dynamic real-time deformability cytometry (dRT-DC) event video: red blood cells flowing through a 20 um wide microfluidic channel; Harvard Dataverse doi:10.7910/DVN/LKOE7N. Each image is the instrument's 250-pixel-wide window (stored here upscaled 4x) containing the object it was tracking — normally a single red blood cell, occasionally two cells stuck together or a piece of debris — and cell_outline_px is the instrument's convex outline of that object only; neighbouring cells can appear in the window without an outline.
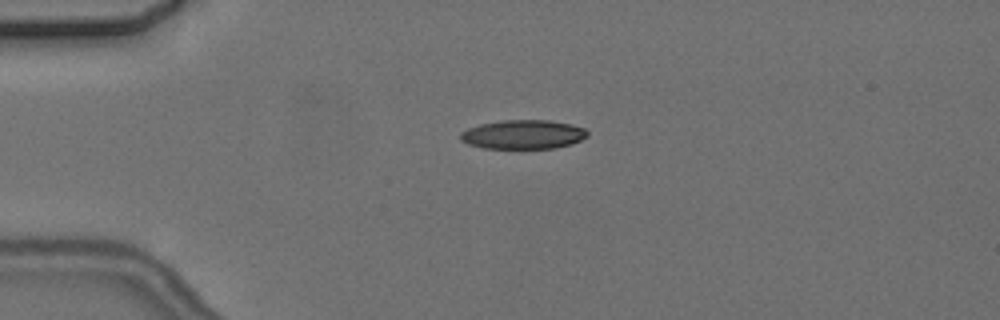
{"species": "common noctule bat (a hibernating species)", "species_latin": "Nyctalus noctula", "temperature_condition": "cold", "stored_images_in_passage": 3, "camera_frame_rate_fps": 3000, "um_per_image_px": 0.085, "animal": {"sex": "female", "body_mass_g": 24.6, "forearm_length_mm": 56.2}, "frame": {"image": 1, "passage_image": 1, "time_ms": 0.0, "image_size_px": [1000, 320], "cell_outline_px": [[588, 136], [572, 144], [556, 148], [484, 148], [468, 144], [460, 140], [460, 132], [468, 128], [480, 124], [504, 120], [548, 120], [572, 124], [584, 128], [588, 132]], "centroid_in_image_um": [44.47, 11.43], "position_along_channel_um": 40.5, "area_um2": 21.56}}
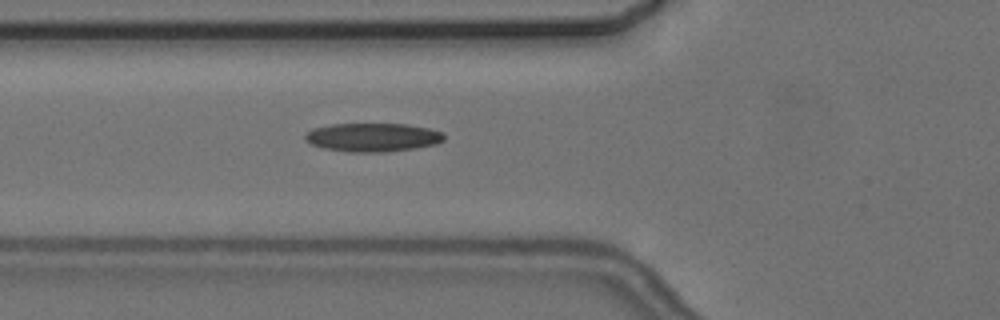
{"frame": {"image": 2, "passage_image": 3, "time_ms": 2.333, "image_size_px": [1000, 320], "cell_outline_px": [[444, 140], [436, 144], [412, 148], [384, 152], [348, 152], [324, 148], [312, 144], [304, 140], [304, 136], [312, 128], [332, 124], [408, 124], [428, 128], [444, 132]], "centroid_in_image_um": [31.67, 11.67], "position_along_channel_um": 94.1, "area_um2": 23.12}}